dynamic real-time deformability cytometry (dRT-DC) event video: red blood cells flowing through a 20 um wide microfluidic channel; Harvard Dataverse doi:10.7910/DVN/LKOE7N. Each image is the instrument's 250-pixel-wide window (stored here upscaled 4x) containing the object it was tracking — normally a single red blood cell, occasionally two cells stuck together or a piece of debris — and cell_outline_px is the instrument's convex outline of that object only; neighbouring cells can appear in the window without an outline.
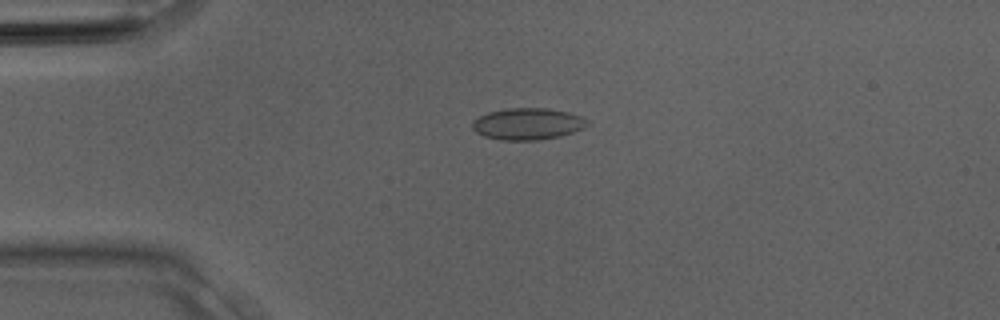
{"species": "Egyptian fruit bat (a non-hibernating species)", "species_latin": "Rousettus aegyptiacus", "temperature_condition": "room temperature", "stored_images_in_passage": 28, "camera_frame_rate_fps": 3000, "um_per_image_px": 0.085, "animal": {"sex": "male"}, "frame": {"image": 1, "passage_image": 3, "time_ms": 0.667, "image_size_px": [1000, 320], "cell_outline_px": [[588, 124], [584, 128], [560, 136], [536, 140], [500, 140], [484, 136], [476, 132], [472, 128], [472, 120], [488, 112], [508, 108], [548, 108], [568, 112], [580, 116], [588, 120]], "centroid_in_image_um": [44.83, 10.53], "position_along_channel_um": 40.2, "area_um2": 21.21}}
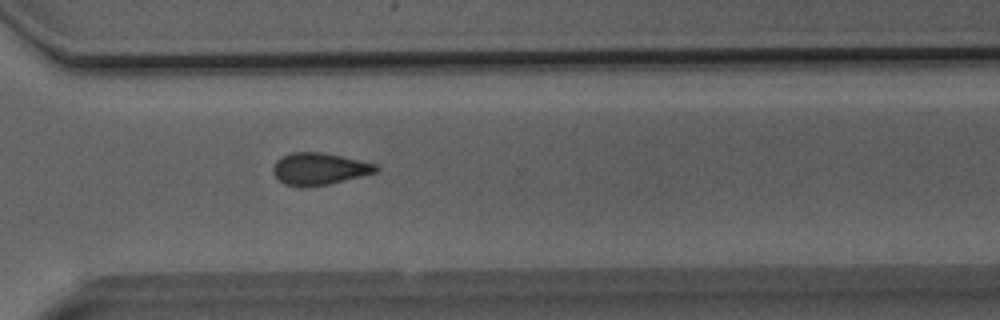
{"frame": {"image": 2, "passage_image": 19, "time_ms": 6.0, "image_size_px": [1000, 320], "cell_outline_px": [[380, 168], [376, 172], [328, 184], [308, 188], [300, 188], [284, 184], [272, 172], [272, 168], [276, 160], [292, 152], [320, 152], [340, 156], [376, 164]], "centroid_in_image_um": [27.09, 14.37], "position_along_channel_um": 343.5, "area_um2": 19.13}}
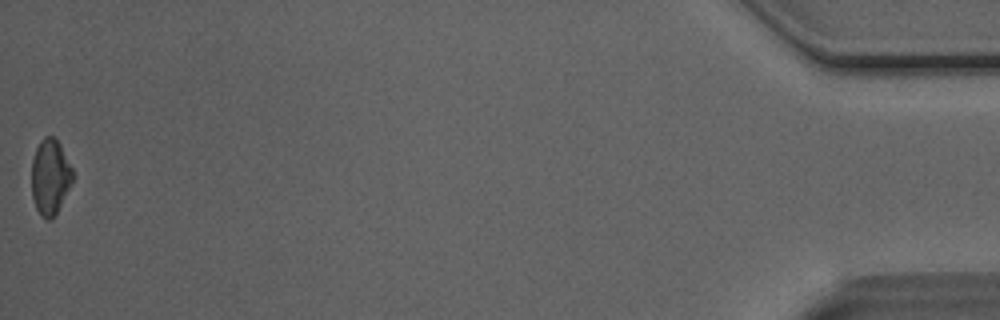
{"frame": {"image": 3, "passage_image": 28, "time_ms": 9.0, "image_size_px": [1000, 320], "cell_outline_px": [[76, 176], [56, 212], [48, 220], [40, 216], [36, 208], [32, 196], [32, 160], [36, 148], [40, 140], [44, 136], [52, 136], [60, 144]], "centroid_in_image_um": [4.27, 15.01], "position_along_channel_um": 430.9, "area_um2": 18.03}}